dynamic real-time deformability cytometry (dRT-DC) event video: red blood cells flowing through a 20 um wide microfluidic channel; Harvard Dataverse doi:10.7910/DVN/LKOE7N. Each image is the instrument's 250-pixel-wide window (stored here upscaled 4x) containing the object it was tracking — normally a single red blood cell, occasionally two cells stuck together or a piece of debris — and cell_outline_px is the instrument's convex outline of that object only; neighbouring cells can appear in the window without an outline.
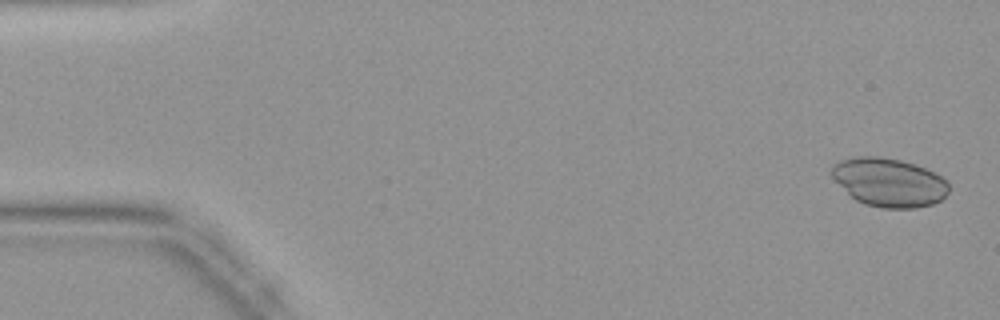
{"species": "common noctule bat (a hibernating species)", "species_latin": "Nyctalus noctula", "temperature_condition": "warm", "stored_images_in_passage": 43, "camera_frame_rate_fps": 3000, "um_per_image_px": 0.085, "animal": {"sex": "female", "body_mass_g": 19.9}, "frame": {"image": 1, "passage_image": 1, "time_ms": 0.0, "image_size_px": [1000, 320], "cell_outline_px": [[948, 192], [940, 200], [932, 204], [916, 208], [880, 208], [864, 204], [856, 200], [832, 176], [832, 164], [840, 160], [852, 156], [876, 156], [900, 160], [916, 164], [948, 180]], "centroid_in_image_um": [75.57, 15.49], "position_along_channel_um": 9.4, "area_um2": 33.0}}
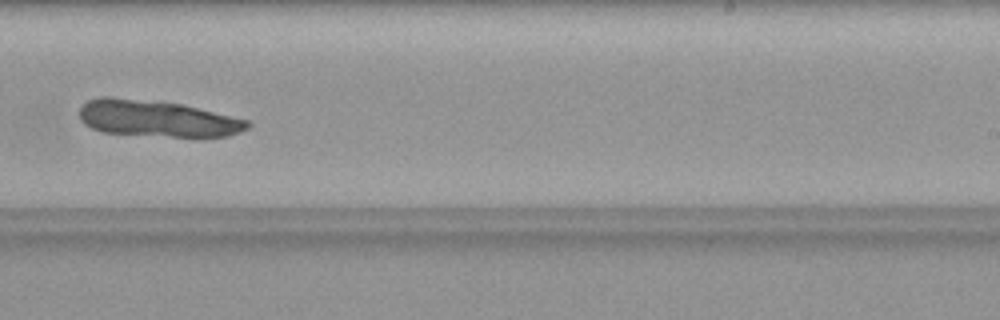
{"frame": {"image": 2, "passage_image": 27, "time_ms": 8.667, "image_size_px": [1000, 320], "cell_outline_px": [[252, 124], [248, 128], [228, 136], [172, 136], [104, 132], [92, 128], [84, 124], [80, 120], [80, 104], [88, 100], [100, 96], [108, 96], [184, 104], [248, 120]], "centroid_in_image_um": [13.32, 10.05], "position_along_channel_um": 275.7, "area_um2": 35.49}}
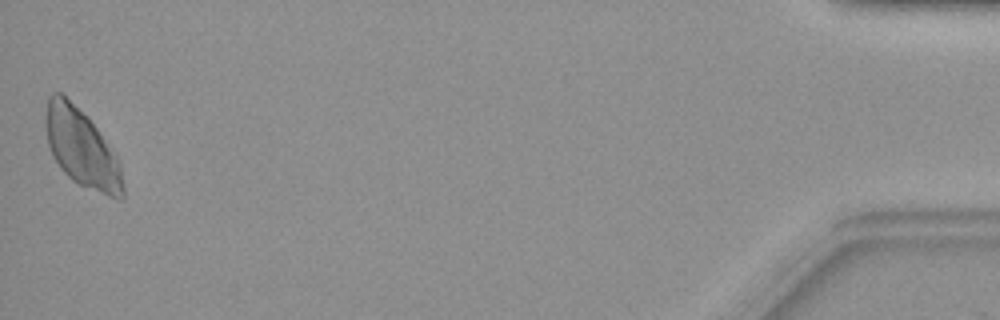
{"frame": {"image": 3, "passage_image": 43, "time_ms": 14.0, "image_size_px": [1000, 320], "cell_outline_px": [[124, 196], [120, 200], [108, 196], [80, 184], [72, 180], [64, 172], [52, 156], [48, 144], [44, 120], [44, 116], [48, 96], [52, 92], [60, 92], [96, 128], [116, 156], [120, 164], [124, 188]], "centroid_in_image_um": [6.91, 12.62], "position_along_channel_um": 428.3, "area_um2": 34.45}}